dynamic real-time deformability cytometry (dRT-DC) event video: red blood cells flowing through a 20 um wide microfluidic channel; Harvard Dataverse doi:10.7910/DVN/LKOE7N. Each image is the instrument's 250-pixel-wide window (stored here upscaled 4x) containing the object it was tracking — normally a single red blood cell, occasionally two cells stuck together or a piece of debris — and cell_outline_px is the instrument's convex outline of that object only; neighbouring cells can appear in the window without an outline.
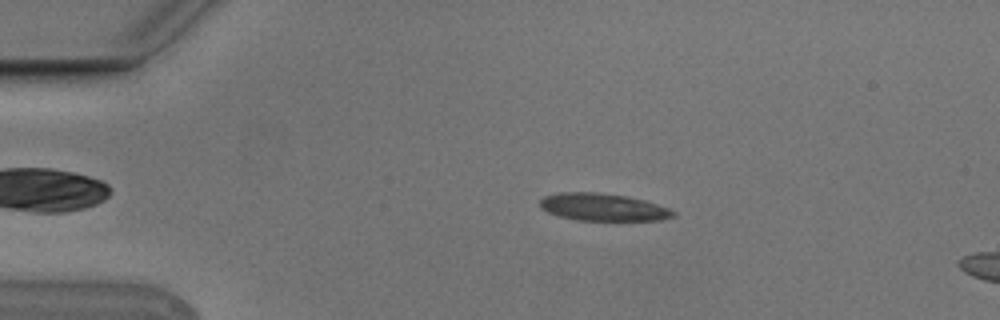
{"species": "Egyptian fruit bat (a non-hibernating species)", "species_latin": "Rousettus aegyptiacus", "temperature_condition": "cold", "stored_images_in_passage": 5, "camera_frame_rate_fps": 3000, "um_per_image_px": 0.085, "animal": {"sex": "male"}, "frame": {"image": 1, "passage_image": 3, "time_ms": 0.667, "image_size_px": [1000, 320], "cell_outline_px": [[676, 216], [660, 220], [576, 220], [560, 216], [548, 212], [540, 208], [540, 200], [544, 196], [560, 192], [596, 192], [628, 196], [644, 200], [668, 208], [676, 212]], "centroid_in_image_um": [51.25, 17.6], "position_along_channel_um": 33.8, "area_um2": 21.27}}